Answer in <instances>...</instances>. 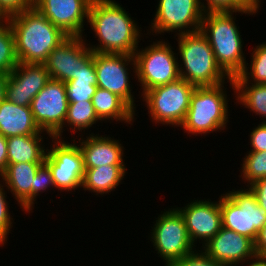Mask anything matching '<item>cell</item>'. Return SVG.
Returning a JSON list of instances; mask_svg holds the SVG:
<instances>
[{"instance_id":"cell-1","label":"cell","mask_w":266,"mask_h":266,"mask_svg":"<svg viewBox=\"0 0 266 266\" xmlns=\"http://www.w3.org/2000/svg\"><path fill=\"white\" fill-rule=\"evenodd\" d=\"M124 8L115 0H92L88 23L99 41L87 43L92 52L135 54L143 33Z\"/></svg>"},{"instance_id":"cell-2","label":"cell","mask_w":266,"mask_h":266,"mask_svg":"<svg viewBox=\"0 0 266 266\" xmlns=\"http://www.w3.org/2000/svg\"><path fill=\"white\" fill-rule=\"evenodd\" d=\"M9 23L21 63L44 64L49 54L69 37L36 8L12 15Z\"/></svg>"},{"instance_id":"cell-3","label":"cell","mask_w":266,"mask_h":266,"mask_svg":"<svg viewBox=\"0 0 266 266\" xmlns=\"http://www.w3.org/2000/svg\"><path fill=\"white\" fill-rule=\"evenodd\" d=\"M236 13L205 12L200 27L210 43L217 65L232 79L244 71L247 63L243 53L244 40L235 22Z\"/></svg>"},{"instance_id":"cell-4","label":"cell","mask_w":266,"mask_h":266,"mask_svg":"<svg viewBox=\"0 0 266 266\" xmlns=\"http://www.w3.org/2000/svg\"><path fill=\"white\" fill-rule=\"evenodd\" d=\"M176 40L177 54L180 56L178 60L180 78L195 87L215 86L229 82L230 88L235 90L233 79L217 65L210 43L201 30L177 35Z\"/></svg>"},{"instance_id":"cell-5","label":"cell","mask_w":266,"mask_h":266,"mask_svg":"<svg viewBox=\"0 0 266 266\" xmlns=\"http://www.w3.org/2000/svg\"><path fill=\"white\" fill-rule=\"evenodd\" d=\"M224 83L215 86L195 87L190 97L189 109L181 129L195 136L221 132L229 123V112ZM228 122V123H227Z\"/></svg>"},{"instance_id":"cell-6","label":"cell","mask_w":266,"mask_h":266,"mask_svg":"<svg viewBox=\"0 0 266 266\" xmlns=\"http://www.w3.org/2000/svg\"><path fill=\"white\" fill-rule=\"evenodd\" d=\"M176 55V56H175ZM136 79L141 85L142 96L147 90L177 81L179 76L178 54L163 39L136 50ZM177 57V58H176Z\"/></svg>"},{"instance_id":"cell-7","label":"cell","mask_w":266,"mask_h":266,"mask_svg":"<svg viewBox=\"0 0 266 266\" xmlns=\"http://www.w3.org/2000/svg\"><path fill=\"white\" fill-rule=\"evenodd\" d=\"M222 227L244 235L255 242L259 231L266 224V210L261 208L251 190L228 191L219 196Z\"/></svg>"},{"instance_id":"cell-8","label":"cell","mask_w":266,"mask_h":266,"mask_svg":"<svg viewBox=\"0 0 266 266\" xmlns=\"http://www.w3.org/2000/svg\"><path fill=\"white\" fill-rule=\"evenodd\" d=\"M194 89L195 86L179 78L172 83L147 90L141 97L152 122L180 127L189 109Z\"/></svg>"},{"instance_id":"cell-9","label":"cell","mask_w":266,"mask_h":266,"mask_svg":"<svg viewBox=\"0 0 266 266\" xmlns=\"http://www.w3.org/2000/svg\"><path fill=\"white\" fill-rule=\"evenodd\" d=\"M149 237L153 249L163 259L165 266H171L196 248L190 241L185 220L177 208L161 211Z\"/></svg>"},{"instance_id":"cell-10","label":"cell","mask_w":266,"mask_h":266,"mask_svg":"<svg viewBox=\"0 0 266 266\" xmlns=\"http://www.w3.org/2000/svg\"><path fill=\"white\" fill-rule=\"evenodd\" d=\"M52 146L47 147L44 162L49 166L55 189L73 192L80 189L85 172L83 155L79 145L52 137Z\"/></svg>"},{"instance_id":"cell-11","label":"cell","mask_w":266,"mask_h":266,"mask_svg":"<svg viewBox=\"0 0 266 266\" xmlns=\"http://www.w3.org/2000/svg\"><path fill=\"white\" fill-rule=\"evenodd\" d=\"M150 31L154 35L175 32V35L200 30L205 11L200 0H159Z\"/></svg>"},{"instance_id":"cell-12","label":"cell","mask_w":266,"mask_h":266,"mask_svg":"<svg viewBox=\"0 0 266 266\" xmlns=\"http://www.w3.org/2000/svg\"><path fill=\"white\" fill-rule=\"evenodd\" d=\"M94 65L97 86L118 95L136 112L135 97L129 77L130 68L136 77L134 55L94 52Z\"/></svg>"},{"instance_id":"cell-13","label":"cell","mask_w":266,"mask_h":266,"mask_svg":"<svg viewBox=\"0 0 266 266\" xmlns=\"http://www.w3.org/2000/svg\"><path fill=\"white\" fill-rule=\"evenodd\" d=\"M40 130L51 139L64 126L68 110L65 82L50 79L30 105Z\"/></svg>"},{"instance_id":"cell-14","label":"cell","mask_w":266,"mask_h":266,"mask_svg":"<svg viewBox=\"0 0 266 266\" xmlns=\"http://www.w3.org/2000/svg\"><path fill=\"white\" fill-rule=\"evenodd\" d=\"M91 2L92 0H34V8L68 36H83L84 23L87 22L88 25Z\"/></svg>"},{"instance_id":"cell-15","label":"cell","mask_w":266,"mask_h":266,"mask_svg":"<svg viewBox=\"0 0 266 266\" xmlns=\"http://www.w3.org/2000/svg\"><path fill=\"white\" fill-rule=\"evenodd\" d=\"M182 214L188 236L196 247L197 240L202 241L203 247L210 239L218 234L222 228V214L218 201L193 200L185 207H176Z\"/></svg>"},{"instance_id":"cell-16","label":"cell","mask_w":266,"mask_h":266,"mask_svg":"<svg viewBox=\"0 0 266 266\" xmlns=\"http://www.w3.org/2000/svg\"><path fill=\"white\" fill-rule=\"evenodd\" d=\"M92 55L84 36H69L49 54L44 65L50 79L67 82L76 79L79 65Z\"/></svg>"},{"instance_id":"cell-17","label":"cell","mask_w":266,"mask_h":266,"mask_svg":"<svg viewBox=\"0 0 266 266\" xmlns=\"http://www.w3.org/2000/svg\"><path fill=\"white\" fill-rule=\"evenodd\" d=\"M50 80L44 64L19 62L9 73L5 98L19 106L30 107L33 98Z\"/></svg>"},{"instance_id":"cell-18","label":"cell","mask_w":266,"mask_h":266,"mask_svg":"<svg viewBox=\"0 0 266 266\" xmlns=\"http://www.w3.org/2000/svg\"><path fill=\"white\" fill-rule=\"evenodd\" d=\"M202 250L225 266H238L240 263L243 266L256 255L254 242L251 239L225 227H222L218 234L202 247Z\"/></svg>"},{"instance_id":"cell-19","label":"cell","mask_w":266,"mask_h":266,"mask_svg":"<svg viewBox=\"0 0 266 266\" xmlns=\"http://www.w3.org/2000/svg\"><path fill=\"white\" fill-rule=\"evenodd\" d=\"M78 145L83 155L84 168H95L106 165H126L123 157L124 146L119 140L109 135L91 133L86 138L81 134ZM86 139V140H85Z\"/></svg>"},{"instance_id":"cell-20","label":"cell","mask_w":266,"mask_h":266,"mask_svg":"<svg viewBox=\"0 0 266 266\" xmlns=\"http://www.w3.org/2000/svg\"><path fill=\"white\" fill-rule=\"evenodd\" d=\"M43 163L8 164L7 169L0 175L7 191L11 192L22 211L32 213L34 205V177L37 169Z\"/></svg>"},{"instance_id":"cell-21","label":"cell","mask_w":266,"mask_h":266,"mask_svg":"<svg viewBox=\"0 0 266 266\" xmlns=\"http://www.w3.org/2000/svg\"><path fill=\"white\" fill-rule=\"evenodd\" d=\"M36 124L31 108L19 106L6 98L0 102V134L4 137L43 134Z\"/></svg>"},{"instance_id":"cell-22","label":"cell","mask_w":266,"mask_h":266,"mask_svg":"<svg viewBox=\"0 0 266 266\" xmlns=\"http://www.w3.org/2000/svg\"><path fill=\"white\" fill-rule=\"evenodd\" d=\"M91 101L102 122L115 120L133 125L135 116H137L135 111L121 97L106 89L98 87Z\"/></svg>"},{"instance_id":"cell-23","label":"cell","mask_w":266,"mask_h":266,"mask_svg":"<svg viewBox=\"0 0 266 266\" xmlns=\"http://www.w3.org/2000/svg\"><path fill=\"white\" fill-rule=\"evenodd\" d=\"M43 137L42 134L7 137L8 164L44 163L47 148L42 144Z\"/></svg>"},{"instance_id":"cell-24","label":"cell","mask_w":266,"mask_h":266,"mask_svg":"<svg viewBox=\"0 0 266 266\" xmlns=\"http://www.w3.org/2000/svg\"><path fill=\"white\" fill-rule=\"evenodd\" d=\"M128 170L126 165H106L95 168H85L82 186L84 191L96 193V195H107L115 191L122 184Z\"/></svg>"},{"instance_id":"cell-25","label":"cell","mask_w":266,"mask_h":266,"mask_svg":"<svg viewBox=\"0 0 266 266\" xmlns=\"http://www.w3.org/2000/svg\"><path fill=\"white\" fill-rule=\"evenodd\" d=\"M68 103L91 101L96 93L97 76L93 55L83 64L79 65L76 79L65 82Z\"/></svg>"},{"instance_id":"cell-26","label":"cell","mask_w":266,"mask_h":266,"mask_svg":"<svg viewBox=\"0 0 266 266\" xmlns=\"http://www.w3.org/2000/svg\"><path fill=\"white\" fill-rule=\"evenodd\" d=\"M99 121L101 122L94 110L92 101L68 103L64 126L54 137L63 139L62 135H64L63 132L65 131L64 129H66L64 127H70V133H72V135L78 131L79 134L80 132L83 133V130L85 133V130H89L93 124Z\"/></svg>"},{"instance_id":"cell-27","label":"cell","mask_w":266,"mask_h":266,"mask_svg":"<svg viewBox=\"0 0 266 266\" xmlns=\"http://www.w3.org/2000/svg\"><path fill=\"white\" fill-rule=\"evenodd\" d=\"M234 85L236 104H242L260 118H266V84L234 83ZM262 120L266 122V119Z\"/></svg>"},{"instance_id":"cell-28","label":"cell","mask_w":266,"mask_h":266,"mask_svg":"<svg viewBox=\"0 0 266 266\" xmlns=\"http://www.w3.org/2000/svg\"><path fill=\"white\" fill-rule=\"evenodd\" d=\"M255 47L251 50L252 53H250L252 54L250 55V65L246 63L244 71L239 76L233 78L234 83L253 82L254 84H266V42ZM247 66H250V68Z\"/></svg>"},{"instance_id":"cell-29","label":"cell","mask_w":266,"mask_h":266,"mask_svg":"<svg viewBox=\"0 0 266 266\" xmlns=\"http://www.w3.org/2000/svg\"><path fill=\"white\" fill-rule=\"evenodd\" d=\"M15 38L10 23L0 25V72L10 73L18 65Z\"/></svg>"},{"instance_id":"cell-30","label":"cell","mask_w":266,"mask_h":266,"mask_svg":"<svg viewBox=\"0 0 266 266\" xmlns=\"http://www.w3.org/2000/svg\"><path fill=\"white\" fill-rule=\"evenodd\" d=\"M242 167L239 171L246 187L257 180L266 178V151L248 152L243 158Z\"/></svg>"},{"instance_id":"cell-31","label":"cell","mask_w":266,"mask_h":266,"mask_svg":"<svg viewBox=\"0 0 266 266\" xmlns=\"http://www.w3.org/2000/svg\"><path fill=\"white\" fill-rule=\"evenodd\" d=\"M202 1V2H201ZM200 0L205 12H225L233 11L239 14H248L255 16L260 9V4L256 0Z\"/></svg>"},{"instance_id":"cell-32","label":"cell","mask_w":266,"mask_h":266,"mask_svg":"<svg viewBox=\"0 0 266 266\" xmlns=\"http://www.w3.org/2000/svg\"><path fill=\"white\" fill-rule=\"evenodd\" d=\"M3 184V185H2ZM7 188L4 181L0 180V247L8 241L7 237L13 227V218L9 211V202L7 201Z\"/></svg>"},{"instance_id":"cell-33","label":"cell","mask_w":266,"mask_h":266,"mask_svg":"<svg viewBox=\"0 0 266 266\" xmlns=\"http://www.w3.org/2000/svg\"><path fill=\"white\" fill-rule=\"evenodd\" d=\"M171 266H225L209 257L201 248L194 250Z\"/></svg>"},{"instance_id":"cell-34","label":"cell","mask_w":266,"mask_h":266,"mask_svg":"<svg viewBox=\"0 0 266 266\" xmlns=\"http://www.w3.org/2000/svg\"><path fill=\"white\" fill-rule=\"evenodd\" d=\"M55 189L53 178L50 172L49 166L44 162L38 169L34 177V204L37 200V196L40 193L51 190L50 188Z\"/></svg>"},{"instance_id":"cell-35","label":"cell","mask_w":266,"mask_h":266,"mask_svg":"<svg viewBox=\"0 0 266 266\" xmlns=\"http://www.w3.org/2000/svg\"><path fill=\"white\" fill-rule=\"evenodd\" d=\"M250 147L249 152L266 151V122H260L258 126L250 132Z\"/></svg>"},{"instance_id":"cell-36","label":"cell","mask_w":266,"mask_h":266,"mask_svg":"<svg viewBox=\"0 0 266 266\" xmlns=\"http://www.w3.org/2000/svg\"><path fill=\"white\" fill-rule=\"evenodd\" d=\"M0 5L10 15L34 8V0H0Z\"/></svg>"},{"instance_id":"cell-37","label":"cell","mask_w":266,"mask_h":266,"mask_svg":"<svg viewBox=\"0 0 266 266\" xmlns=\"http://www.w3.org/2000/svg\"><path fill=\"white\" fill-rule=\"evenodd\" d=\"M248 188L255 195L258 205L266 210V178L255 181Z\"/></svg>"},{"instance_id":"cell-38","label":"cell","mask_w":266,"mask_h":266,"mask_svg":"<svg viewBox=\"0 0 266 266\" xmlns=\"http://www.w3.org/2000/svg\"><path fill=\"white\" fill-rule=\"evenodd\" d=\"M254 250L256 255L266 256V224L259 231L254 242Z\"/></svg>"},{"instance_id":"cell-39","label":"cell","mask_w":266,"mask_h":266,"mask_svg":"<svg viewBox=\"0 0 266 266\" xmlns=\"http://www.w3.org/2000/svg\"><path fill=\"white\" fill-rule=\"evenodd\" d=\"M7 138L0 134V175L7 169Z\"/></svg>"},{"instance_id":"cell-40","label":"cell","mask_w":266,"mask_h":266,"mask_svg":"<svg viewBox=\"0 0 266 266\" xmlns=\"http://www.w3.org/2000/svg\"><path fill=\"white\" fill-rule=\"evenodd\" d=\"M8 76V73L0 72V102L5 99Z\"/></svg>"},{"instance_id":"cell-41","label":"cell","mask_w":266,"mask_h":266,"mask_svg":"<svg viewBox=\"0 0 266 266\" xmlns=\"http://www.w3.org/2000/svg\"><path fill=\"white\" fill-rule=\"evenodd\" d=\"M248 264L247 266H266V256L255 255Z\"/></svg>"},{"instance_id":"cell-42","label":"cell","mask_w":266,"mask_h":266,"mask_svg":"<svg viewBox=\"0 0 266 266\" xmlns=\"http://www.w3.org/2000/svg\"><path fill=\"white\" fill-rule=\"evenodd\" d=\"M11 16L0 5V25L10 22Z\"/></svg>"},{"instance_id":"cell-43","label":"cell","mask_w":266,"mask_h":266,"mask_svg":"<svg viewBox=\"0 0 266 266\" xmlns=\"http://www.w3.org/2000/svg\"><path fill=\"white\" fill-rule=\"evenodd\" d=\"M256 1L259 2L260 6H262V4H261V0H256Z\"/></svg>"}]
</instances>
